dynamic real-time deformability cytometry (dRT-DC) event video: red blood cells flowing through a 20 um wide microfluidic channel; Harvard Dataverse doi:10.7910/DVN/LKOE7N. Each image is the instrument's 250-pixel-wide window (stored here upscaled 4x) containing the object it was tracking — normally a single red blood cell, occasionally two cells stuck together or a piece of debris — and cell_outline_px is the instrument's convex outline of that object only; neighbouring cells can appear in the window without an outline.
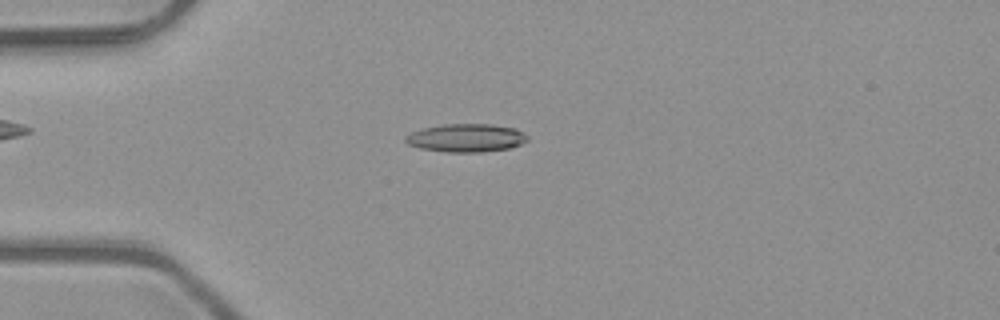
{"species": "common noctule bat (a hibernating species)", "species_latin": "Nyctalus noctula", "temperature_condition": "room temperature", "stored_images_in_passage": 3, "camera_frame_rate_fps": 3000, "um_per_image_px": 0.085, "animal": {"sex": "male", "body_mass_g": 23.1, "forearm_length_mm": 52.7}, "frame": {"image": 1, "passage_image": 3, "time_ms": 0.667, "image_size_px": [1000, 320], "cell_outline_px": [[528, 140], [512, 148], [480, 152], [448, 152], [420, 148], [408, 144], [404, 140], [404, 136], [412, 132], [424, 128], [444, 124], [488, 124], [516, 128], [528, 136]], "centroid_in_image_um": [39.63, 11.72], "position_along_channel_um": 45.4, "area_um2": 20.0}}